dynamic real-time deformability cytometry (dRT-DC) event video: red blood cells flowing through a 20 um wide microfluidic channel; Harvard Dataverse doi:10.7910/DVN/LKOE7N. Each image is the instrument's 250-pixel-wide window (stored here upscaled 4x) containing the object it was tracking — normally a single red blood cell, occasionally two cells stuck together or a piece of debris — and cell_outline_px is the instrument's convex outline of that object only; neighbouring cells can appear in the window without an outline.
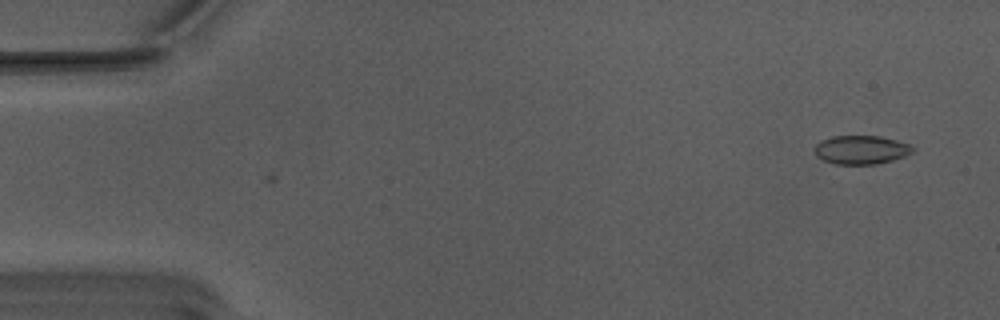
{"species": "Egyptian fruit bat (a non-hibernating species)", "species_latin": "Rousettus aegyptiacus", "temperature_condition": "warm", "stored_images_in_passage": 4, "camera_frame_rate_fps": 3000, "um_per_image_px": 0.085, "animal": {"sex": "male"}, "frame": {"image": 1, "passage_image": 4, "time_ms": 1.0, "image_size_px": [1000, 320], "cell_outline_px": [[916, 148], [912, 152], [904, 156], [892, 160], [876, 164], [836, 164], [824, 160], [816, 156], [812, 148], [820, 140], [832, 136], [880, 136], [912, 144]], "centroid_in_image_um": [73.19, 12.72], "position_along_channel_um": 11.8, "area_um2": 16.59}}